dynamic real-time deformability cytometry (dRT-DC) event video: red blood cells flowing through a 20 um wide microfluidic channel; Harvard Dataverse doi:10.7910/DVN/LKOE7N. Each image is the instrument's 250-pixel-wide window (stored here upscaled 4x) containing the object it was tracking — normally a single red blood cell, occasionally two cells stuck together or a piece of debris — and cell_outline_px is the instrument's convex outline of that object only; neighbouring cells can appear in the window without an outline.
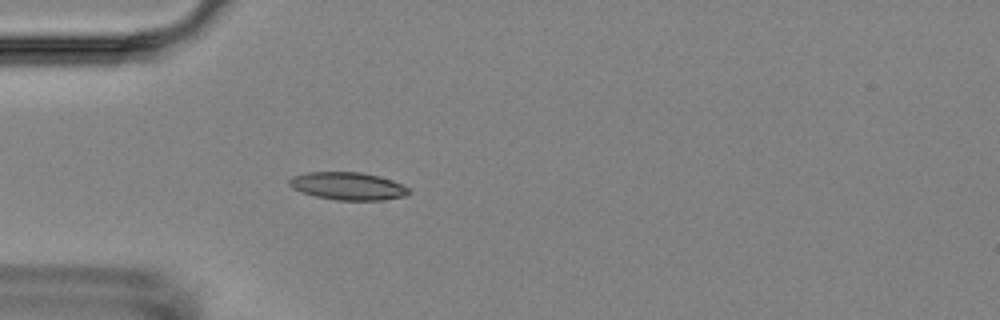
{"species": "Egyptian fruit bat (a non-hibernating species)", "species_latin": "Rousettus aegyptiacus", "temperature_condition": "room temperature", "stored_images_in_passage": 4, "camera_frame_rate_fps": 3000, "um_per_image_px": 0.085, "animal": {"sex": "female"}, "frame": {"image": 1, "passage_image": 4, "time_ms": 3.333, "image_size_px": [1000, 320], "cell_outline_px": [[412, 192], [404, 196], [384, 200], [336, 200], [316, 196], [300, 192], [292, 188], [288, 184], [288, 180], [292, 176], [308, 172], [360, 172], [380, 176], [392, 180], [408, 188]], "centroid_in_image_um": [29.55, 15.81], "position_along_channel_um": 55.5, "area_um2": 19.36}}